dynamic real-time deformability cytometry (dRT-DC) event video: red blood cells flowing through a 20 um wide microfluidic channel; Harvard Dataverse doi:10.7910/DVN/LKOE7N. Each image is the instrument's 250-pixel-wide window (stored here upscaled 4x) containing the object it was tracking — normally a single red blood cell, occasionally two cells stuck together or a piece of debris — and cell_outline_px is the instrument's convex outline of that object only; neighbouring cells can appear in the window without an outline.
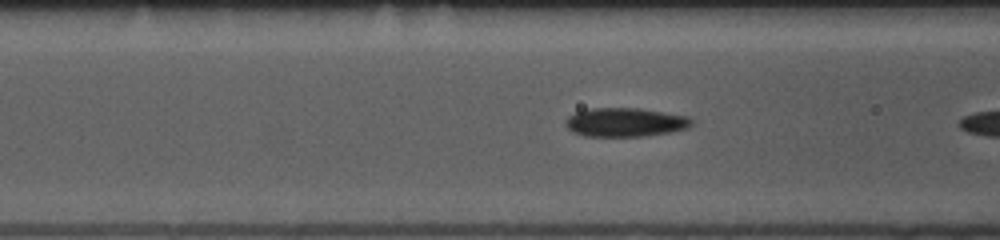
{"species": "common noctule bat (a hibernating species)", "species_latin": "Nyctalus noctula", "temperature_condition": "room temperature", "stored_images_in_passage": 13, "camera_frame_rate_fps": 3000, "um_per_image_px": 0.085, "animal": {"sex": "female", "body_mass_g": 10.0, "forearm_length_mm": 53.1}, "frame": {"image": 1, "passage_image": 10, "time_ms": 3.0, "image_size_px": [1000, 240], "cell_outline_px": [[692, 124], [688, 128], [668, 132], [644, 136], [584, 136], [568, 128], [564, 124], [564, 120], [568, 116], [576, 112], [592, 108], [640, 108], [688, 116], [692, 120]], "centroid_in_image_um": [53.14, 10.38], "position_along_channel_um": 113.5, "area_um2": 21.1}}